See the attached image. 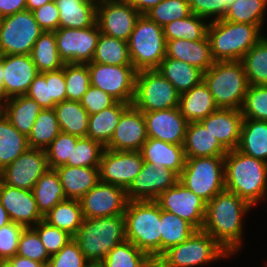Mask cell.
I'll return each mask as SVG.
<instances>
[{
  "instance_id": "6da1fadb",
  "label": "cell",
  "mask_w": 267,
  "mask_h": 267,
  "mask_svg": "<svg viewBox=\"0 0 267 267\" xmlns=\"http://www.w3.org/2000/svg\"><path fill=\"white\" fill-rule=\"evenodd\" d=\"M251 207L246 200L224 190L206 203L202 230L232 255L241 248L242 218Z\"/></svg>"
},
{
  "instance_id": "7a4b0ae2",
  "label": "cell",
  "mask_w": 267,
  "mask_h": 267,
  "mask_svg": "<svg viewBox=\"0 0 267 267\" xmlns=\"http://www.w3.org/2000/svg\"><path fill=\"white\" fill-rule=\"evenodd\" d=\"M225 190L246 200L252 207L267 194V163L240 152L224 156Z\"/></svg>"
},
{
  "instance_id": "3957f363",
  "label": "cell",
  "mask_w": 267,
  "mask_h": 267,
  "mask_svg": "<svg viewBox=\"0 0 267 267\" xmlns=\"http://www.w3.org/2000/svg\"><path fill=\"white\" fill-rule=\"evenodd\" d=\"M261 25L236 23L224 19L209 22L207 38L214 62L241 61L263 37Z\"/></svg>"
},
{
  "instance_id": "277c9868",
  "label": "cell",
  "mask_w": 267,
  "mask_h": 267,
  "mask_svg": "<svg viewBox=\"0 0 267 267\" xmlns=\"http://www.w3.org/2000/svg\"><path fill=\"white\" fill-rule=\"evenodd\" d=\"M73 238L88 262L101 263L116 245L126 240L124 214L84 218Z\"/></svg>"
},
{
  "instance_id": "5b68a950",
  "label": "cell",
  "mask_w": 267,
  "mask_h": 267,
  "mask_svg": "<svg viewBox=\"0 0 267 267\" xmlns=\"http://www.w3.org/2000/svg\"><path fill=\"white\" fill-rule=\"evenodd\" d=\"M124 217L126 240L148 256L161 255L159 204L155 200L128 201Z\"/></svg>"
},
{
  "instance_id": "8992f818",
  "label": "cell",
  "mask_w": 267,
  "mask_h": 267,
  "mask_svg": "<svg viewBox=\"0 0 267 267\" xmlns=\"http://www.w3.org/2000/svg\"><path fill=\"white\" fill-rule=\"evenodd\" d=\"M218 108L241 110L249 82L241 61H218L203 73Z\"/></svg>"
},
{
  "instance_id": "52a82bcc",
  "label": "cell",
  "mask_w": 267,
  "mask_h": 267,
  "mask_svg": "<svg viewBox=\"0 0 267 267\" xmlns=\"http://www.w3.org/2000/svg\"><path fill=\"white\" fill-rule=\"evenodd\" d=\"M128 49L132 66L137 70L157 69L166 54L163 27L142 14L131 33Z\"/></svg>"
},
{
  "instance_id": "ba28073f",
  "label": "cell",
  "mask_w": 267,
  "mask_h": 267,
  "mask_svg": "<svg viewBox=\"0 0 267 267\" xmlns=\"http://www.w3.org/2000/svg\"><path fill=\"white\" fill-rule=\"evenodd\" d=\"M179 182L208 203L225 190L224 156L186 158Z\"/></svg>"
},
{
  "instance_id": "9c48e42d",
  "label": "cell",
  "mask_w": 267,
  "mask_h": 267,
  "mask_svg": "<svg viewBox=\"0 0 267 267\" xmlns=\"http://www.w3.org/2000/svg\"><path fill=\"white\" fill-rule=\"evenodd\" d=\"M180 93L157 70L137 71L132 105L143 113L179 106Z\"/></svg>"
},
{
  "instance_id": "30bf717a",
  "label": "cell",
  "mask_w": 267,
  "mask_h": 267,
  "mask_svg": "<svg viewBox=\"0 0 267 267\" xmlns=\"http://www.w3.org/2000/svg\"><path fill=\"white\" fill-rule=\"evenodd\" d=\"M43 32L29 10L2 17L0 55H30L36 40Z\"/></svg>"
},
{
  "instance_id": "8fae6325",
  "label": "cell",
  "mask_w": 267,
  "mask_h": 267,
  "mask_svg": "<svg viewBox=\"0 0 267 267\" xmlns=\"http://www.w3.org/2000/svg\"><path fill=\"white\" fill-rule=\"evenodd\" d=\"M162 256L174 267H194L230 255L208 233L196 230L186 242L169 248Z\"/></svg>"
},
{
  "instance_id": "7c38bea8",
  "label": "cell",
  "mask_w": 267,
  "mask_h": 267,
  "mask_svg": "<svg viewBox=\"0 0 267 267\" xmlns=\"http://www.w3.org/2000/svg\"><path fill=\"white\" fill-rule=\"evenodd\" d=\"M54 33L64 64L91 63L101 33L96 22L88 28H58Z\"/></svg>"
},
{
  "instance_id": "4fadbf2b",
  "label": "cell",
  "mask_w": 267,
  "mask_h": 267,
  "mask_svg": "<svg viewBox=\"0 0 267 267\" xmlns=\"http://www.w3.org/2000/svg\"><path fill=\"white\" fill-rule=\"evenodd\" d=\"M91 85L111 95L117 101L132 104L137 70L133 66H111L88 63Z\"/></svg>"
},
{
  "instance_id": "5bb4252c",
  "label": "cell",
  "mask_w": 267,
  "mask_h": 267,
  "mask_svg": "<svg viewBox=\"0 0 267 267\" xmlns=\"http://www.w3.org/2000/svg\"><path fill=\"white\" fill-rule=\"evenodd\" d=\"M155 201L161 210L186 220L196 230L203 229L206 202L179 181L162 192Z\"/></svg>"
},
{
  "instance_id": "9a60e30c",
  "label": "cell",
  "mask_w": 267,
  "mask_h": 267,
  "mask_svg": "<svg viewBox=\"0 0 267 267\" xmlns=\"http://www.w3.org/2000/svg\"><path fill=\"white\" fill-rule=\"evenodd\" d=\"M143 163L140 151H114L105 148L99 164V180L127 190Z\"/></svg>"
},
{
  "instance_id": "2e32d148",
  "label": "cell",
  "mask_w": 267,
  "mask_h": 267,
  "mask_svg": "<svg viewBox=\"0 0 267 267\" xmlns=\"http://www.w3.org/2000/svg\"><path fill=\"white\" fill-rule=\"evenodd\" d=\"M141 14L126 0H105L96 7L101 33L128 41Z\"/></svg>"
},
{
  "instance_id": "e0dca14e",
  "label": "cell",
  "mask_w": 267,
  "mask_h": 267,
  "mask_svg": "<svg viewBox=\"0 0 267 267\" xmlns=\"http://www.w3.org/2000/svg\"><path fill=\"white\" fill-rule=\"evenodd\" d=\"M128 201L124 188L101 181L79 199L85 219L122 215Z\"/></svg>"
},
{
  "instance_id": "ac0fdd59",
  "label": "cell",
  "mask_w": 267,
  "mask_h": 267,
  "mask_svg": "<svg viewBox=\"0 0 267 267\" xmlns=\"http://www.w3.org/2000/svg\"><path fill=\"white\" fill-rule=\"evenodd\" d=\"M49 169L45 150L28 148L15 161L0 171V180L11 187L32 190Z\"/></svg>"
},
{
  "instance_id": "d6986e66",
  "label": "cell",
  "mask_w": 267,
  "mask_h": 267,
  "mask_svg": "<svg viewBox=\"0 0 267 267\" xmlns=\"http://www.w3.org/2000/svg\"><path fill=\"white\" fill-rule=\"evenodd\" d=\"M179 181V175L164 166L144 162L140 172L126 190L129 201L156 200Z\"/></svg>"
},
{
  "instance_id": "ffe728a7",
  "label": "cell",
  "mask_w": 267,
  "mask_h": 267,
  "mask_svg": "<svg viewBox=\"0 0 267 267\" xmlns=\"http://www.w3.org/2000/svg\"><path fill=\"white\" fill-rule=\"evenodd\" d=\"M2 67L4 77L1 102L14 96L25 95L39 74L30 55H2Z\"/></svg>"
},
{
  "instance_id": "44dd1931",
  "label": "cell",
  "mask_w": 267,
  "mask_h": 267,
  "mask_svg": "<svg viewBox=\"0 0 267 267\" xmlns=\"http://www.w3.org/2000/svg\"><path fill=\"white\" fill-rule=\"evenodd\" d=\"M147 139L143 112L131 104L122 113L119 124L105 148L114 151H140Z\"/></svg>"
},
{
  "instance_id": "7402d4cb",
  "label": "cell",
  "mask_w": 267,
  "mask_h": 267,
  "mask_svg": "<svg viewBox=\"0 0 267 267\" xmlns=\"http://www.w3.org/2000/svg\"><path fill=\"white\" fill-rule=\"evenodd\" d=\"M0 203L9 214L11 221L24 228L33 227L44 220L32 190L11 187L0 180Z\"/></svg>"
},
{
  "instance_id": "603a6c76",
  "label": "cell",
  "mask_w": 267,
  "mask_h": 267,
  "mask_svg": "<svg viewBox=\"0 0 267 267\" xmlns=\"http://www.w3.org/2000/svg\"><path fill=\"white\" fill-rule=\"evenodd\" d=\"M147 136L163 142L183 145L188 122L179 107L143 113Z\"/></svg>"
},
{
  "instance_id": "cb8c5ba5",
  "label": "cell",
  "mask_w": 267,
  "mask_h": 267,
  "mask_svg": "<svg viewBox=\"0 0 267 267\" xmlns=\"http://www.w3.org/2000/svg\"><path fill=\"white\" fill-rule=\"evenodd\" d=\"M242 121L241 110L219 108L200 122L229 151L239 144Z\"/></svg>"
},
{
  "instance_id": "d4e9b609",
  "label": "cell",
  "mask_w": 267,
  "mask_h": 267,
  "mask_svg": "<svg viewBox=\"0 0 267 267\" xmlns=\"http://www.w3.org/2000/svg\"><path fill=\"white\" fill-rule=\"evenodd\" d=\"M165 57L186 62L203 72L209 70L214 63L207 35L199 41H189L187 39L166 41Z\"/></svg>"
},
{
  "instance_id": "484cf974",
  "label": "cell",
  "mask_w": 267,
  "mask_h": 267,
  "mask_svg": "<svg viewBox=\"0 0 267 267\" xmlns=\"http://www.w3.org/2000/svg\"><path fill=\"white\" fill-rule=\"evenodd\" d=\"M140 152L144 162L154 164L156 167L164 166L178 175L185 166L186 156L183 145L148 138Z\"/></svg>"
},
{
  "instance_id": "4316f807",
  "label": "cell",
  "mask_w": 267,
  "mask_h": 267,
  "mask_svg": "<svg viewBox=\"0 0 267 267\" xmlns=\"http://www.w3.org/2000/svg\"><path fill=\"white\" fill-rule=\"evenodd\" d=\"M56 171L67 199L79 200L100 181L99 167L62 165Z\"/></svg>"
},
{
  "instance_id": "83f0119b",
  "label": "cell",
  "mask_w": 267,
  "mask_h": 267,
  "mask_svg": "<svg viewBox=\"0 0 267 267\" xmlns=\"http://www.w3.org/2000/svg\"><path fill=\"white\" fill-rule=\"evenodd\" d=\"M178 107L188 123L199 122L219 109L204 81L180 94Z\"/></svg>"
},
{
  "instance_id": "f1b7e54d",
  "label": "cell",
  "mask_w": 267,
  "mask_h": 267,
  "mask_svg": "<svg viewBox=\"0 0 267 267\" xmlns=\"http://www.w3.org/2000/svg\"><path fill=\"white\" fill-rule=\"evenodd\" d=\"M186 158L225 156L227 150L199 122L188 123L183 144Z\"/></svg>"
},
{
  "instance_id": "f546056e",
  "label": "cell",
  "mask_w": 267,
  "mask_h": 267,
  "mask_svg": "<svg viewBox=\"0 0 267 267\" xmlns=\"http://www.w3.org/2000/svg\"><path fill=\"white\" fill-rule=\"evenodd\" d=\"M43 108L26 95L14 96L1 102V111L10 123L28 137L35 120Z\"/></svg>"
},
{
  "instance_id": "4dcf8cb0",
  "label": "cell",
  "mask_w": 267,
  "mask_h": 267,
  "mask_svg": "<svg viewBox=\"0 0 267 267\" xmlns=\"http://www.w3.org/2000/svg\"><path fill=\"white\" fill-rule=\"evenodd\" d=\"M59 28H88L96 22V5L87 0H54Z\"/></svg>"
},
{
  "instance_id": "1f68e13d",
  "label": "cell",
  "mask_w": 267,
  "mask_h": 267,
  "mask_svg": "<svg viewBox=\"0 0 267 267\" xmlns=\"http://www.w3.org/2000/svg\"><path fill=\"white\" fill-rule=\"evenodd\" d=\"M130 105L117 101L113 106L89 115L86 137L101 143L105 147L110 142L122 113Z\"/></svg>"
},
{
  "instance_id": "d6a6232c",
  "label": "cell",
  "mask_w": 267,
  "mask_h": 267,
  "mask_svg": "<svg viewBox=\"0 0 267 267\" xmlns=\"http://www.w3.org/2000/svg\"><path fill=\"white\" fill-rule=\"evenodd\" d=\"M236 149L267 163V121L243 119Z\"/></svg>"
},
{
  "instance_id": "836d02e7",
  "label": "cell",
  "mask_w": 267,
  "mask_h": 267,
  "mask_svg": "<svg viewBox=\"0 0 267 267\" xmlns=\"http://www.w3.org/2000/svg\"><path fill=\"white\" fill-rule=\"evenodd\" d=\"M157 70L182 94L203 81V71L178 59L165 57Z\"/></svg>"
},
{
  "instance_id": "e575fe53",
  "label": "cell",
  "mask_w": 267,
  "mask_h": 267,
  "mask_svg": "<svg viewBox=\"0 0 267 267\" xmlns=\"http://www.w3.org/2000/svg\"><path fill=\"white\" fill-rule=\"evenodd\" d=\"M32 193L43 217L58 203L67 199L58 172L51 168L38 179Z\"/></svg>"
},
{
  "instance_id": "d590c367",
  "label": "cell",
  "mask_w": 267,
  "mask_h": 267,
  "mask_svg": "<svg viewBox=\"0 0 267 267\" xmlns=\"http://www.w3.org/2000/svg\"><path fill=\"white\" fill-rule=\"evenodd\" d=\"M29 148L28 139L0 111V171Z\"/></svg>"
},
{
  "instance_id": "8d00e7d4",
  "label": "cell",
  "mask_w": 267,
  "mask_h": 267,
  "mask_svg": "<svg viewBox=\"0 0 267 267\" xmlns=\"http://www.w3.org/2000/svg\"><path fill=\"white\" fill-rule=\"evenodd\" d=\"M61 132L86 137L89 123V114L79 101H63L54 107Z\"/></svg>"
},
{
  "instance_id": "74e56055",
  "label": "cell",
  "mask_w": 267,
  "mask_h": 267,
  "mask_svg": "<svg viewBox=\"0 0 267 267\" xmlns=\"http://www.w3.org/2000/svg\"><path fill=\"white\" fill-rule=\"evenodd\" d=\"M84 220L79 200L65 199L52 208L44 221L74 237Z\"/></svg>"
},
{
  "instance_id": "f35d334b",
  "label": "cell",
  "mask_w": 267,
  "mask_h": 267,
  "mask_svg": "<svg viewBox=\"0 0 267 267\" xmlns=\"http://www.w3.org/2000/svg\"><path fill=\"white\" fill-rule=\"evenodd\" d=\"M30 56L39 73L56 71L64 66L59 56L54 32L44 31L36 40Z\"/></svg>"
},
{
  "instance_id": "ab89813d",
  "label": "cell",
  "mask_w": 267,
  "mask_h": 267,
  "mask_svg": "<svg viewBox=\"0 0 267 267\" xmlns=\"http://www.w3.org/2000/svg\"><path fill=\"white\" fill-rule=\"evenodd\" d=\"M91 63L132 66L126 41L100 33Z\"/></svg>"
},
{
  "instance_id": "60d3db41",
  "label": "cell",
  "mask_w": 267,
  "mask_h": 267,
  "mask_svg": "<svg viewBox=\"0 0 267 267\" xmlns=\"http://www.w3.org/2000/svg\"><path fill=\"white\" fill-rule=\"evenodd\" d=\"M161 255L169 248L186 242L196 229L175 214L161 210Z\"/></svg>"
},
{
  "instance_id": "b9f144b4",
  "label": "cell",
  "mask_w": 267,
  "mask_h": 267,
  "mask_svg": "<svg viewBox=\"0 0 267 267\" xmlns=\"http://www.w3.org/2000/svg\"><path fill=\"white\" fill-rule=\"evenodd\" d=\"M60 132L55 109H43L27 137L29 148L45 150Z\"/></svg>"
},
{
  "instance_id": "7bdbcfd3",
  "label": "cell",
  "mask_w": 267,
  "mask_h": 267,
  "mask_svg": "<svg viewBox=\"0 0 267 267\" xmlns=\"http://www.w3.org/2000/svg\"><path fill=\"white\" fill-rule=\"evenodd\" d=\"M249 85L267 86V38L262 37L241 59Z\"/></svg>"
},
{
  "instance_id": "ee69618b",
  "label": "cell",
  "mask_w": 267,
  "mask_h": 267,
  "mask_svg": "<svg viewBox=\"0 0 267 267\" xmlns=\"http://www.w3.org/2000/svg\"><path fill=\"white\" fill-rule=\"evenodd\" d=\"M209 23L195 14L174 20L163 27L166 41L174 39H187L189 41L202 40L207 35Z\"/></svg>"
},
{
  "instance_id": "f6af8a7d",
  "label": "cell",
  "mask_w": 267,
  "mask_h": 267,
  "mask_svg": "<svg viewBox=\"0 0 267 267\" xmlns=\"http://www.w3.org/2000/svg\"><path fill=\"white\" fill-rule=\"evenodd\" d=\"M266 6L267 0H236L228 5L223 19L236 23L262 25Z\"/></svg>"
},
{
  "instance_id": "bcb514c9",
  "label": "cell",
  "mask_w": 267,
  "mask_h": 267,
  "mask_svg": "<svg viewBox=\"0 0 267 267\" xmlns=\"http://www.w3.org/2000/svg\"><path fill=\"white\" fill-rule=\"evenodd\" d=\"M148 255L130 241L116 245L102 260L103 267H145Z\"/></svg>"
},
{
  "instance_id": "7dc6e473",
  "label": "cell",
  "mask_w": 267,
  "mask_h": 267,
  "mask_svg": "<svg viewBox=\"0 0 267 267\" xmlns=\"http://www.w3.org/2000/svg\"><path fill=\"white\" fill-rule=\"evenodd\" d=\"M66 99L80 101L91 85L87 64H64Z\"/></svg>"
},
{
  "instance_id": "c3c4849f",
  "label": "cell",
  "mask_w": 267,
  "mask_h": 267,
  "mask_svg": "<svg viewBox=\"0 0 267 267\" xmlns=\"http://www.w3.org/2000/svg\"><path fill=\"white\" fill-rule=\"evenodd\" d=\"M104 149L105 147L101 143L88 137H81L71 153V160H67L64 165L99 167Z\"/></svg>"
},
{
  "instance_id": "681fc988",
  "label": "cell",
  "mask_w": 267,
  "mask_h": 267,
  "mask_svg": "<svg viewBox=\"0 0 267 267\" xmlns=\"http://www.w3.org/2000/svg\"><path fill=\"white\" fill-rule=\"evenodd\" d=\"M191 14L189 0H163L145 13L150 20L161 27Z\"/></svg>"
},
{
  "instance_id": "f907efd6",
  "label": "cell",
  "mask_w": 267,
  "mask_h": 267,
  "mask_svg": "<svg viewBox=\"0 0 267 267\" xmlns=\"http://www.w3.org/2000/svg\"><path fill=\"white\" fill-rule=\"evenodd\" d=\"M241 112L243 119L267 121V86L250 85Z\"/></svg>"
},
{
  "instance_id": "816d5d0a",
  "label": "cell",
  "mask_w": 267,
  "mask_h": 267,
  "mask_svg": "<svg viewBox=\"0 0 267 267\" xmlns=\"http://www.w3.org/2000/svg\"><path fill=\"white\" fill-rule=\"evenodd\" d=\"M16 255L40 262L45 267L51 257L33 227L23 229L19 239Z\"/></svg>"
},
{
  "instance_id": "f5cc1de1",
  "label": "cell",
  "mask_w": 267,
  "mask_h": 267,
  "mask_svg": "<svg viewBox=\"0 0 267 267\" xmlns=\"http://www.w3.org/2000/svg\"><path fill=\"white\" fill-rule=\"evenodd\" d=\"M79 137L60 132L51 144L45 149L49 168L56 169L71 160V153Z\"/></svg>"
},
{
  "instance_id": "db71d44e",
  "label": "cell",
  "mask_w": 267,
  "mask_h": 267,
  "mask_svg": "<svg viewBox=\"0 0 267 267\" xmlns=\"http://www.w3.org/2000/svg\"><path fill=\"white\" fill-rule=\"evenodd\" d=\"M33 228L50 256L58 253L73 238L66 231L53 227L44 220L38 222Z\"/></svg>"
},
{
  "instance_id": "11a10c76",
  "label": "cell",
  "mask_w": 267,
  "mask_h": 267,
  "mask_svg": "<svg viewBox=\"0 0 267 267\" xmlns=\"http://www.w3.org/2000/svg\"><path fill=\"white\" fill-rule=\"evenodd\" d=\"M87 263L77 241L72 238L58 253L50 257L46 267H85Z\"/></svg>"
},
{
  "instance_id": "9f6ffc18",
  "label": "cell",
  "mask_w": 267,
  "mask_h": 267,
  "mask_svg": "<svg viewBox=\"0 0 267 267\" xmlns=\"http://www.w3.org/2000/svg\"><path fill=\"white\" fill-rule=\"evenodd\" d=\"M24 227L10 222L0 228V260H7L17 254L18 243Z\"/></svg>"
},
{
  "instance_id": "6f0895ef",
  "label": "cell",
  "mask_w": 267,
  "mask_h": 267,
  "mask_svg": "<svg viewBox=\"0 0 267 267\" xmlns=\"http://www.w3.org/2000/svg\"><path fill=\"white\" fill-rule=\"evenodd\" d=\"M79 102L89 115H93L113 106L117 100L101 89L90 85Z\"/></svg>"
},
{
  "instance_id": "680465c9",
  "label": "cell",
  "mask_w": 267,
  "mask_h": 267,
  "mask_svg": "<svg viewBox=\"0 0 267 267\" xmlns=\"http://www.w3.org/2000/svg\"><path fill=\"white\" fill-rule=\"evenodd\" d=\"M192 14L203 17L216 16L213 21L224 18L228 9V0H189Z\"/></svg>"
},
{
  "instance_id": "91938a15",
  "label": "cell",
  "mask_w": 267,
  "mask_h": 267,
  "mask_svg": "<svg viewBox=\"0 0 267 267\" xmlns=\"http://www.w3.org/2000/svg\"><path fill=\"white\" fill-rule=\"evenodd\" d=\"M25 95L35 100L43 109H52L56 105L50 98L49 82H46L41 73L32 81Z\"/></svg>"
},
{
  "instance_id": "94428289",
  "label": "cell",
  "mask_w": 267,
  "mask_h": 267,
  "mask_svg": "<svg viewBox=\"0 0 267 267\" xmlns=\"http://www.w3.org/2000/svg\"><path fill=\"white\" fill-rule=\"evenodd\" d=\"M32 13L43 31L54 32L59 28V9L54 1L44 4Z\"/></svg>"
},
{
  "instance_id": "6125c7cd",
  "label": "cell",
  "mask_w": 267,
  "mask_h": 267,
  "mask_svg": "<svg viewBox=\"0 0 267 267\" xmlns=\"http://www.w3.org/2000/svg\"><path fill=\"white\" fill-rule=\"evenodd\" d=\"M46 82H49L50 98L58 104L66 101V82L63 68L56 71H46L41 73Z\"/></svg>"
},
{
  "instance_id": "be15d7a7",
  "label": "cell",
  "mask_w": 267,
  "mask_h": 267,
  "mask_svg": "<svg viewBox=\"0 0 267 267\" xmlns=\"http://www.w3.org/2000/svg\"><path fill=\"white\" fill-rule=\"evenodd\" d=\"M26 10V0H0V17Z\"/></svg>"
},
{
  "instance_id": "e7e4bbea",
  "label": "cell",
  "mask_w": 267,
  "mask_h": 267,
  "mask_svg": "<svg viewBox=\"0 0 267 267\" xmlns=\"http://www.w3.org/2000/svg\"><path fill=\"white\" fill-rule=\"evenodd\" d=\"M131 4L141 15L145 14L152 7L156 6L163 0H126Z\"/></svg>"
},
{
  "instance_id": "03108f58",
  "label": "cell",
  "mask_w": 267,
  "mask_h": 267,
  "mask_svg": "<svg viewBox=\"0 0 267 267\" xmlns=\"http://www.w3.org/2000/svg\"><path fill=\"white\" fill-rule=\"evenodd\" d=\"M14 267H45L42 263L25 258L19 255H15L8 259Z\"/></svg>"
},
{
  "instance_id": "003e7915",
  "label": "cell",
  "mask_w": 267,
  "mask_h": 267,
  "mask_svg": "<svg viewBox=\"0 0 267 267\" xmlns=\"http://www.w3.org/2000/svg\"><path fill=\"white\" fill-rule=\"evenodd\" d=\"M145 267H174L162 255L148 256Z\"/></svg>"
},
{
  "instance_id": "a7ac6f4b",
  "label": "cell",
  "mask_w": 267,
  "mask_h": 267,
  "mask_svg": "<svg viewBox=\"0 0 267 267\" xmlns=\"http://www.w3.org/2000/svg\"><path fill=\"white\" fill-rule=\"evenodd\" d=\"M54 0H26V10L33 11Z\"/></svg>"
},
{
  "instance_id": "89a4df30",
  "label": "cell",
  "mask_w": 267,
  "mask_h": 267,
  "mask_svg": "<svg viewBox=\"0 0 267 267\" xmlns=\"http://www.w3.org/2000/svg\"><path fill=\"white\" fill-rule=\"evenodd\" d=\"M10 222H12V221H11V219L9 217V214L7 213L5 208L0 203V228L2 226L7 225Z\"/></svg>"
},
{
  "instance_id": "2644e50d",
  "label": "cell",
  "mask_w": 267,
  "mask_h": 267,
  "mask_svg": "<svg viewBox=\"0 0 267 267\" xmlns=\"http://www.w3.org/2000/svg\"><path fill=\"white\" fill-rule=\"evenodd\" d=\"M4 72L2 67V55H0V101H1V88L3 82Z\"/></svg>"
},
{
  "instance_id": "8c879c8a",
  "label": "cell",
  "mask_w": 267,
  "mask_h": 267,
  "mask_svg": "<svg viewBox=\"0 0 267 267\" xmlns=\"http://www.w3.org/2000/svg\"><path fill=\"white\" fill-rule=\"evenodd\" d=\"M0 267H14V265L7 260H0Z\"/></svg>"
},
{
  "instance_id": "753ad0ef",
  "label": "cell",
  "mask_w": 267,
  "mask_h": 267,
  "mask_svg": "<svg viewBox=\"0 0 267 267\" xmlns=\"http://www.w3.org/2000/svg\"><path fill=\"white\" fill-rule=\"evenodd\" d=\"M85 267H103L101 263L88 262Z\"/></svg>"
},
{
  "instance_id": "34e18365",
  "label": "cell",
  "mask_w": 267,
  "mask_h": 267,
  "mask_svg": "<svg viewBox=\"0 0 267 267\" xmlns=\"http://www.w3.org/2000/svg\"><path fill=\"white\" fill-rule=\"evenodd\" d=\"M87 1H90L97 6V5L101 4L102 2H104L105 0H87Z\"/></svg>"
},
{
  "instance_id": "11e5206c",
  "label": "cell",
  "mask_w": 267,
  "mask_h": 267,
  "mask_svg": "<svg viewBox=\"0 0 267 267\" xmlns=\"http://www.w3.org/2000/svg\"><path fill=\"white\" fill-rule=\"evenodd\" d=\"M233 1H236V0H228V5H229L230 3H232Z\"/></svg>"
}]
</instances>
